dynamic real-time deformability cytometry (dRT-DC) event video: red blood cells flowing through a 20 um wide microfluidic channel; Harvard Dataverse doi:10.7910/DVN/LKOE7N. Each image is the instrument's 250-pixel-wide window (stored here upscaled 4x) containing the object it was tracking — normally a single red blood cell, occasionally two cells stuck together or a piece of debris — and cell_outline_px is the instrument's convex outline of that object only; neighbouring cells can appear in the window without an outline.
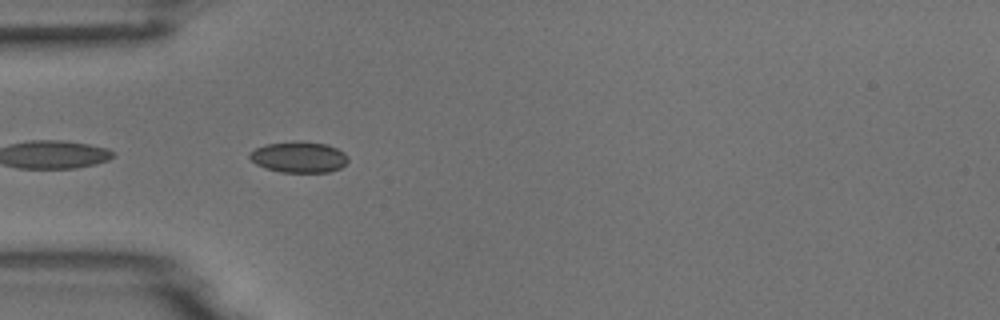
{"species": "common noctule bat (a hibernating species)", "species_latin": "Nyctalus noctula", "temperature_condition": "room temperature", "stored_images_in_passage": 8, "camera_frame_rate_fps": 3000, "um_per_image_px": 0.085, "animal": {"sex": "male", "body_mass_g": 18.8}, "frame": {"image": 1, "passage_image": 4, "time_ms": 1.0, "image_size_px": [1000, 320], "cell_outline_px": [[348, 160], [340, 168], [328, 172], [280, 172], [264, 168], [256, 164], [248, 156], [248, 152], [256, 148], [268, 144], [300, 140], [328, 144], [344, 152], [348, 156]], "centroid_in_image_um": [25.4, 13.34], "position_along_channel_um": 59.6, "area_um2": 17.92}}
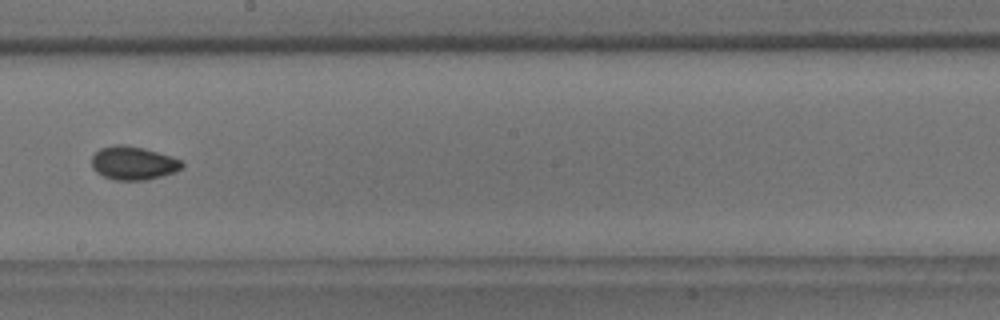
{"frame": {"image": 2, "passage_image": 8, "time_ms": 2.333, "image_size_px": [1000, 320], "cell_outline_px": [[184, 164], [176, 172], [144, 180], [112, 180], [96, 172], [92, 168], [92, 156], [100, 148], [116, 144], [124, 144], [144, 148], [172, 156], [180, 160]], "centroid_in_image_um": [11.31, 13.85], "position_along_channel_um": 236.9, "area_um2": 17.63}}